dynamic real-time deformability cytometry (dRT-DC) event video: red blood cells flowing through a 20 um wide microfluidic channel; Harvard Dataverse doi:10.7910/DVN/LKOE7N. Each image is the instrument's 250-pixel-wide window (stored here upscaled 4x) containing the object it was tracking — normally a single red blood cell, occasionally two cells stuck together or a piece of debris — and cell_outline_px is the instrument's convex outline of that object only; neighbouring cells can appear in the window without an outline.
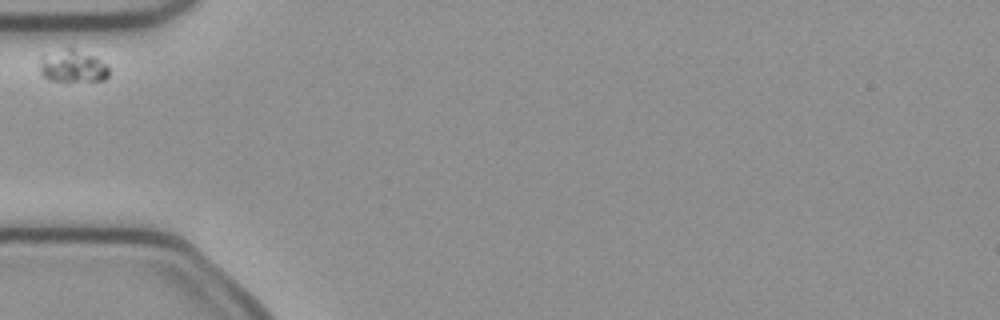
{"species": "common noctule bat (a hibernating species)", "species_latin": "Nyctalus noctula", "temperature_condition": "cold", "stored_images_in_passage": 1, "camera_frame_rate_fps": 3000, "um_per_image_px": 0.085, "animal": {"sex": "female", "body_mass_g": 21.9}, "frame": {"image": 1, "passage_image": 1, "time_ms": 0.0, "image_size_px": [1000, 320], "cell_outline_px": [[108, 76], [104, 80], [64, 84], [48, 80], [40, 72], [40, 56], [68, 48], [72, 48], [92, 56], [108, 64]], "centroid_in_image_um": [6.16, 5.71], "position_along_channel_um": 78.8, "area_um2": 13.47}}